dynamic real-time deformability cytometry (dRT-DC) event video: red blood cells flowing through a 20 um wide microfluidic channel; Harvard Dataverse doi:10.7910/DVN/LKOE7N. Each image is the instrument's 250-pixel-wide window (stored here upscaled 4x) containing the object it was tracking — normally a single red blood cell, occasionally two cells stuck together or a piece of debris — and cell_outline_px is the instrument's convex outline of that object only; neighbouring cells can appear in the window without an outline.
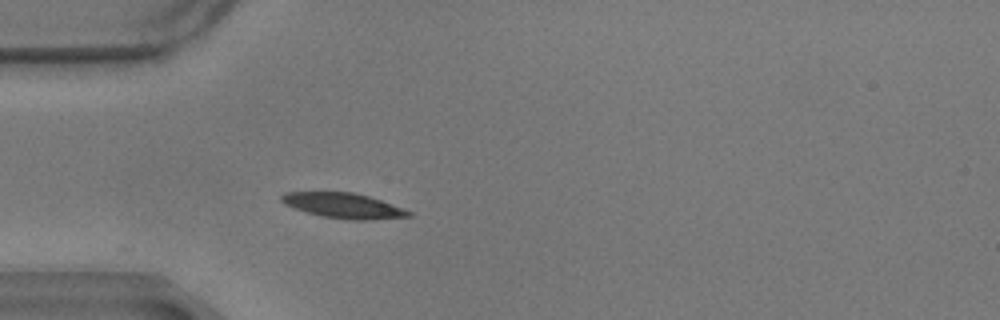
{"species": "common noctule bat (a hibernating species)", "species_latin": "Nyctalus noctula", "temperature_condition": "warm", "stored_images_in_passage": 14, "camera_frame_rate_fps": 3000, "um_per_image_px": 0.085, "animal": {"sex": "male", "body_mass_g": 17.9}, "frame": {"image": 1, "passage_image": 1, "time_ms": 0.0, "image_size_px": [1000, 320], "cell_outline_px": [[412, 216], [368, 220], [348, 220], [320, 216], [292, 208], [284, 204], [280, 200], [280, 196], [284, 192], [352, 192], [368, 196], [380, 200], [412, 212]], "centroid_in_image_um": [29.13, 17.48], "position_along_channel_um": 55.9, "area_um2": 18.67}}
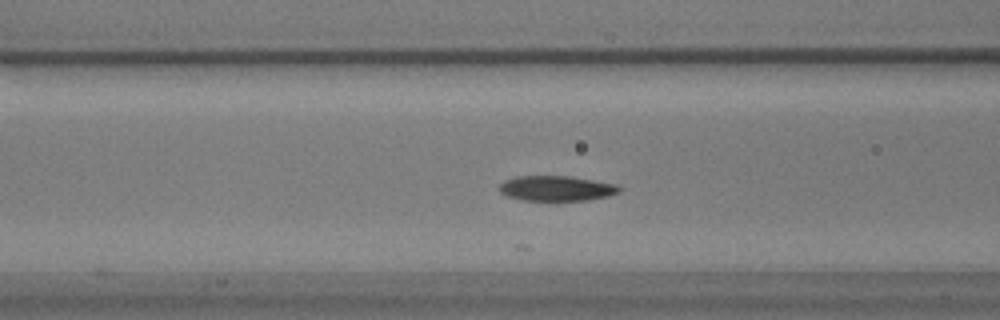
{"frame": {"image": 2, "passage_image": 7, "time_ms": 2.0, "image_size_px": [1000, 320], "cell_outline_px": [[624, 188], [620, 192], [608, 196], [588, 200], [520, 200], [508, 196], [500, 192], [500, 184], [504, 180], [516, 176], [572, 176], [616, 184]], "centroid_in_image_um": [47.33, 16.0], "position_along_channel_um": 119.3, "area_um2": 17.69}}
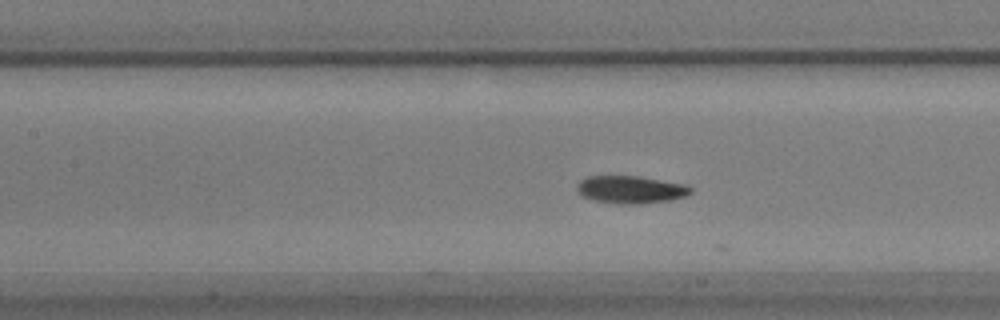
{"frame": {"image": 3, "passage_image": 10, "time_ms": 3.0, "image_size_px": [1000, 320], "cell_outline_px": [[692, 192], [684, 196], [668, 200], [644, 204], [620, 204], [596, 200], [580, 196], [576, 188], [576, 184], [580, 180], [588, 176], [640, 176], [684, 184], [692, 188]], "centroid_in_image_um": [53.57, 16.11], "position_along_channel_um": 153.8, "area_um2": 18.32}}